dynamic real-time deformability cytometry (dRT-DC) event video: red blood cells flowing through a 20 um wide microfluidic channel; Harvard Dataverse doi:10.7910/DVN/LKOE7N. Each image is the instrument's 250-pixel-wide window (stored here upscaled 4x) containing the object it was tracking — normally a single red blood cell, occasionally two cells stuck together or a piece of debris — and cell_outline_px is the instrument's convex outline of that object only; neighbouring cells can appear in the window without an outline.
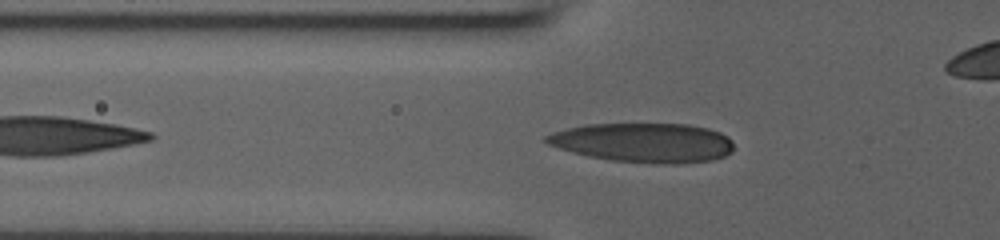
{"species": "human", "species_latin": "Homo sapiens", "temperature_condition": "room temperature", "stored_images_in_passage": 33, "camera_frame_rate_fps": 3000, "um_per_image_px": 0.085, "donor": {"sex": "male"}, "frame": {"image": 1, "passage_image": 5, "time_ms": 1.333, "image_size_px": [1000, 240], "cell_outline_px": [[732, 152], [724, 156], [712, 160], [676, 164], [656, 164], [612, 160], [588, 156], [572, 152], [548, 144], [544, 140], [544, 136], [552, 132], [584, 124], [688, 124], [708, 128], [720, 132], [728, 136], [732, 140]], "centroid_in_image_um": [54.71, 12.12], "position_along_channel_um": 71.1, "area_um2": 43.18}}
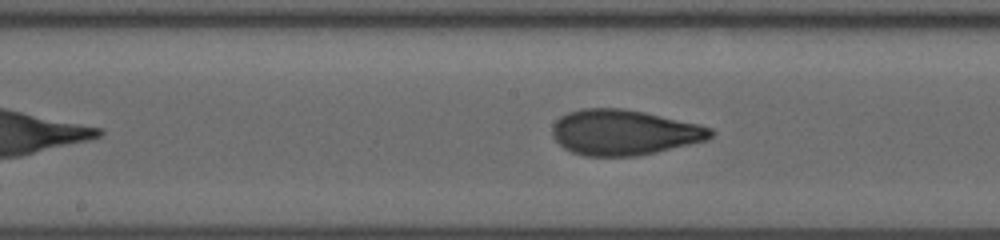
{"frame": {"image": 2, "passage_image": 14, "time_ms": 4.333, "image_size_px": [1000, 240], "cell_outline_px": [[716, 132], [708, 140], [656, 152], [636, 156], [584, 156], [572, 152], [564, 148], [552, 136], [552, 124], [560, 116], [568, 112], [584, 108], [624, 108], [644, 112], [700, 124], [712, 128]], "centroid_in_image_um": [53.05, 11.25], "position_along_channel_um": 195.2, "area_um2": 42.14}}
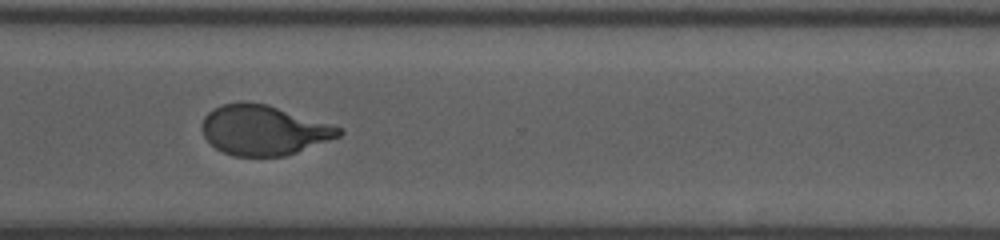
{"frame": {"image": 3, "passage_image": 25, "time_ms": 8.0, "image_size_px": [1000, 240], "cell_outline_px": [[344, 132], [340, 136], [296, 152], [284, 156], [236, 156], [224, 152], [216, 148], [204, 136], [200, 124], [204, 116], [208, 112], [220, 104], [240, 100], [244, 100], [268, 104], [344, 128]], "centroid_in_image_um": [22.39, 11.03], "position_along_channel_um": 348.2, "area_um2": 40.06}}